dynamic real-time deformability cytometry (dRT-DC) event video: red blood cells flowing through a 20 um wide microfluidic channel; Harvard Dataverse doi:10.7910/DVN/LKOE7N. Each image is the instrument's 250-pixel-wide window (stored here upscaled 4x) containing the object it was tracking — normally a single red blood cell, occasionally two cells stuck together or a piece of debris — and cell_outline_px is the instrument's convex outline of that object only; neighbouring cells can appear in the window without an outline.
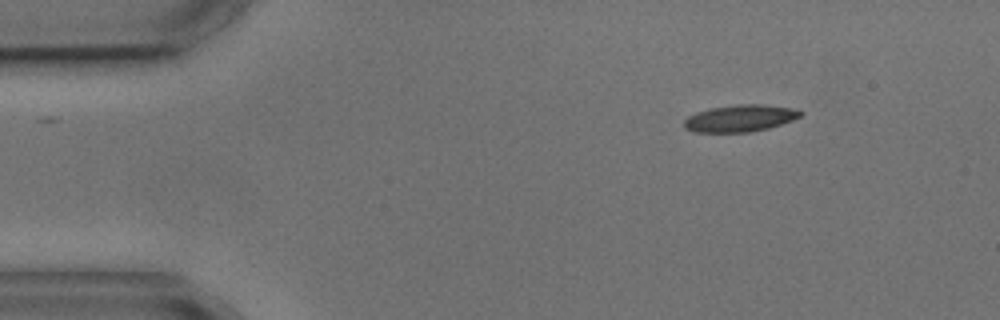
{"species": "common noctule bat (a hibernating species)", "species_latin": "Nyctalus noctula", "temperature_condition": "cold", "stored_images_in_passage": 2, "camera_frame_rate_fps": 3000, "um_per_image_px": 0.085, "animal": {"sex": "male", "body_mass_g": 17.9, "forearm_length_mm": 54.2}, "frame": {"image": 1, "passage_image": 2, "time_ms": 2.333, "image_size_px": [1000, 320], "cell_outline_px": [[804, 112], [800, 116], [792, 120], [768, 128], [748, 132], [692, 132], [684, 128], [684, 120], [688, 116], [696, 112], [712, 108], [736, 104], [760, 104], [792, 108]], "centroid_in_image_um": [62.87, 10.05], "position_along_channel_um": 22.1, "area_um2": 18.15}}